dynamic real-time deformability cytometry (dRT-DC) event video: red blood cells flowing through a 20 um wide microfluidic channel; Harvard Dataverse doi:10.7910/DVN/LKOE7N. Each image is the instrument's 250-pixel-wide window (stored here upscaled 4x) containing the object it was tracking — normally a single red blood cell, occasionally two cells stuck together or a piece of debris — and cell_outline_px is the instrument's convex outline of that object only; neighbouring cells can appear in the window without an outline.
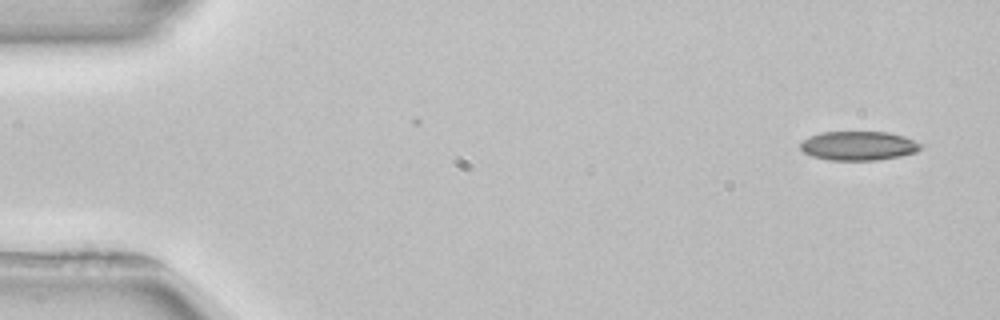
{"species": "common noctule bat (a hibernating species)", "species_latin": "Nyctalus noctula", "temperature_condition": "room temperature", "stored_images_in_passage": 3, "camera_frame_rate_fps": 3000, "um_per_image_px": 0.085, "animal": {"sex": "female", "body_mass_g": 22.7, "forearm_length_mm": 54.2}, "frame": {"image": 1, "passage_image": 1, "time_ms": 0.0, "image_size_px": [1000, 320], "cell_outline_px": [[924, 144], [916, 152], [900, 156], [880, 160], [828, 160], [812, 156], [804, 152], [800, 148], [800, 144], [808, 136], [820, 132], [888, 132], [904, 136]], "centroid_in_image_um": [72.98, 12.39], "position_along_channel_um": 12.0, "area_um2": 20.52}}